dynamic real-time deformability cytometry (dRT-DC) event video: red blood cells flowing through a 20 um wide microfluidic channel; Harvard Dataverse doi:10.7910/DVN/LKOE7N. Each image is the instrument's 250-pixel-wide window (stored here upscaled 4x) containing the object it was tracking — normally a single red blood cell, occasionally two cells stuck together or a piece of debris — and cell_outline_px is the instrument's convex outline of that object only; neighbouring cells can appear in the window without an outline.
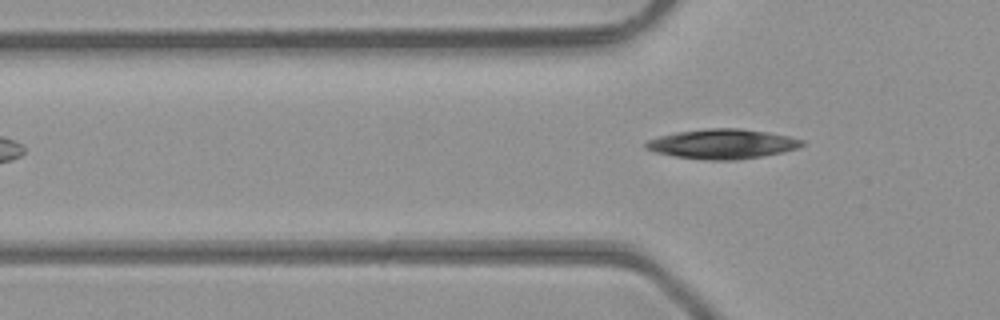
{"species": "common noctule bat (a hibernating species)", "species_latin": "Nyctalus noctula", "temperature_condition": "room temperature", "stored_images_in_passage": 4, "camera_frame_rate_fps": 3000, "um_per_image_px": 0.085, "animal": {"sex": "male", "body_mass_g": 23.1, "forearm_length_mm": 52.7}, "frame": {"image": 1, "passage_image": 4, "time_ms": 1.0, "image_size_px": [1000, 320], "cell_outline_px": [[804, 144], [796, 148], [784, 152], [736, 160], [708, 160], [676, 156], [656, 152], [644, 148], [644, 144], [648, 140], [660, 136], [676, 132], [708, 128], [740, 128], [768, 132], [788, 136], [804, 140]], "centroid_in_image_um": [61.4, 12.23], "position_along_channel_um": 64.4, "area_um2": 26.88}}